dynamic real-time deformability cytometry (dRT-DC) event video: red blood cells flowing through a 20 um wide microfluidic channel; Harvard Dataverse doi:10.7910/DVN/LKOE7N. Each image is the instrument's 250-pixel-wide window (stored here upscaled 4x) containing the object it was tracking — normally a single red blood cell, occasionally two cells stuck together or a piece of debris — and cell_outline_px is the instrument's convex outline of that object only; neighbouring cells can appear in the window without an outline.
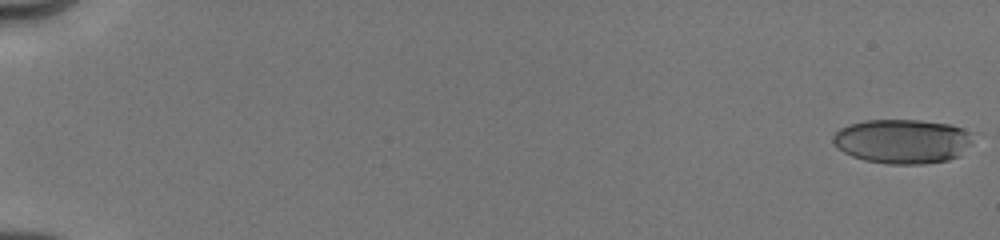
{"species": "human", "species_latin": "Homo sapiens", "temperature_condition": "cold", "stored_images_in_passage": 11, "camera_frame_rate_fps": 3000, "um_per_image_px": 0.085, "donor": {"sex": "male"}, "frame": {"image": 1, "passage_image": 1, "time_ms": 0.0, "image_size_px": [1000, 240], "cell_outline_px": [[972, 144], [960, 156], [948, 160], [924, 164], [888, 164], [864, 160], [852, 156], [836, 148], [832, 140], [832, 136], [840, 128], [848, 124], [864, 120], [920, 120], [948, 124], [964, 128], [972, 132]], "centroid_in_image_um": [76.72, 12.01], "position_along_channel_um": 8.3, "area_um2": 36.65}}
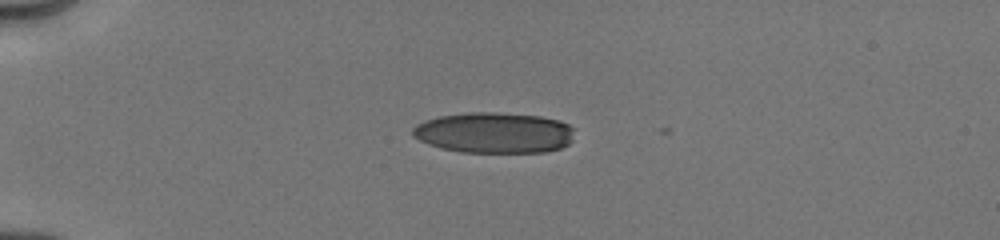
{"frame": {"image": 2, "passage_image": 7, "time_ms": 4.667, "image_size_px": [1000, 240], "cell_outline_px": [[576, 128], [572, 140], [568, 144], [560, 148], [544, 152], [460, 152], [440, 148], [428, 144], [412, 136], [412, 128], [416, 124], [424, 120], [440, 116], [468, 112], [492, 112], [540, 116], [560, 120]], "centroid_in_image_um": [42.01, 11.28], "position_along_channel_um": 43.0, "area_um2": 38.78}}
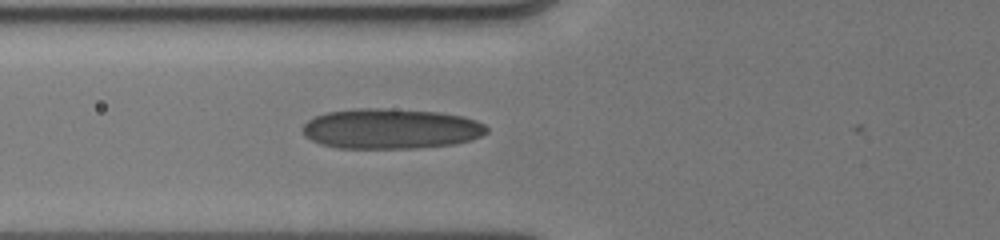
{"frame": {"image": 3, "passage_image": 11, "time_ms": 7.0, "image_size_px": [1000, 240], "cell_outline_px": [[488, 132], [472, 140], [456, 144], [416, 148], [336, 148], [320, 144], [304, 136], [300, 128], [308, 120], [316, 116], [328, 112], [356, 108], [380, 108], [440, 112], [464, 116], [476, 120], [484, 124], [488, 128]], "centroid_in_image_um": [33.22, 10.94], "position_along_channel_um": 92.6, "area_um2": 43.52}}